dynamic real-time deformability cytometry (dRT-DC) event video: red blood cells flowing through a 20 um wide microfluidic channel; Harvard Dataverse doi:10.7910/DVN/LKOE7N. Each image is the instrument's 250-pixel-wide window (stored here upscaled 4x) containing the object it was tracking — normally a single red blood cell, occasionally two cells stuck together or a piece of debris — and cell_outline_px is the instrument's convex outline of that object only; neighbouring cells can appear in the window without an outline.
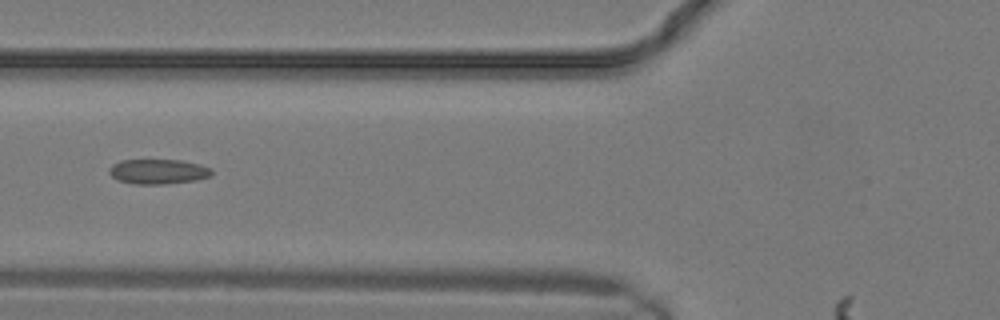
{"species": "common noctule bat (a hibernating species)", "species_latin": "Nyctalus noctula", "temperature_condition": "warm", "stored_images_in_passage": 11, "camera_frame_rate_fps": 3000, "um_per_image_px": 0.085, "animal": {"sex": "male", "body_mass_g": 19.2, "forearm_length_mm": 51.8}, "frame": {"image": 1, "passage_image": 10, "time_ms": 3.0, "image_size_px": [1000, 320], "cell_outline_px": [[212, 172], [208, 176], [196, 180], [164, 184], [136, 184], [116, 180], [108, 172], [108, 168], [112, 164], [120, 160], [180, 160], [200, 164], [212, 168]], "centroid_in_image_um": [13.4, 14.58], "position_along_channel_um": 112.4, "area_um2": 14.91}}